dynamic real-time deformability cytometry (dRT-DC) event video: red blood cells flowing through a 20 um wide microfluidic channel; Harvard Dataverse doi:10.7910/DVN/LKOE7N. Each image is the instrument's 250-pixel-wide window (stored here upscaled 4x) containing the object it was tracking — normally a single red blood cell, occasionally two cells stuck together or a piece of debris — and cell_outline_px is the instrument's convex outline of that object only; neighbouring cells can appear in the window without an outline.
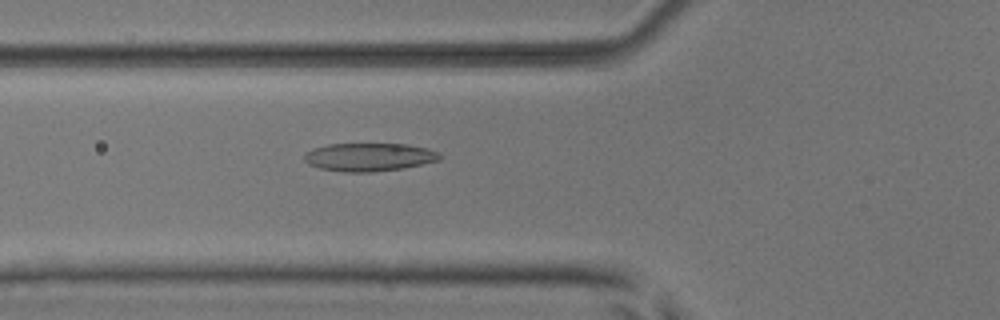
{"species": "common noctule bat (a hibernating species)", "species_latin": "Nyctalus noctula", "temperature_condition": "room temperature", "stored_images_in_passage": 49, "camera_frame_rate_fps": 3000, "um_per_image_px": 0.085, "animal": {"sex": "male", "body_mass_g": 17.9, "forearm_length_mm": 54.2}, "frame": {"image": 1, "passage_image": 16, "time_ms": 5.0, "image_size_px": [1000, 320], "cell_outline_px": [[444, 156], [440, 160], [404, 168], [372, 172], [344, 172], [320, 168], [308, 164], [304, 160], [304, 152], [312, 148], [328, 144], [408, 144], [428, 148], [440, 152]], "centroid_in_image_um": [31.4, 13.34], "position_along_channel_um": 94.4, "area_um2": 22.54}}
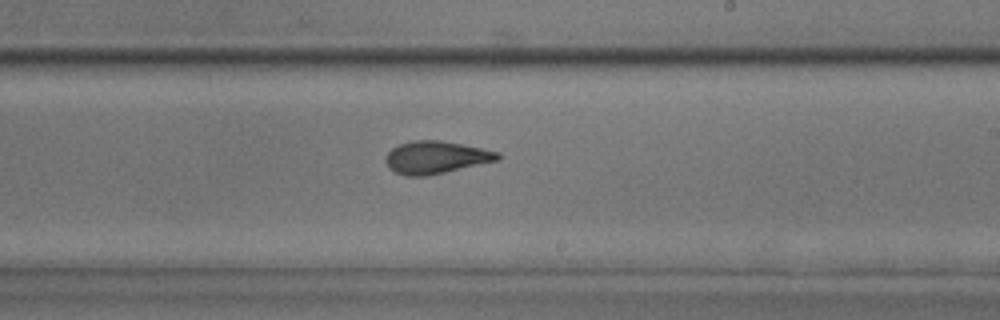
{"frame": {"image": 2, "passage_image": 28, "time_ms": 9.0, "image_size_px": [1000, 320], "cell_outline_px": [[500, 160], [444, 172], [424, 176], [404, 176], [388, 168], [384, 160], [388, 152], [392, 148], [400, 144], [416, 140], [440, 140], [500, 152]], "centroid_in_image_um": [37.03, 13.38], "position_along_channel_um": 252.0, "area_um2": 21.1}}
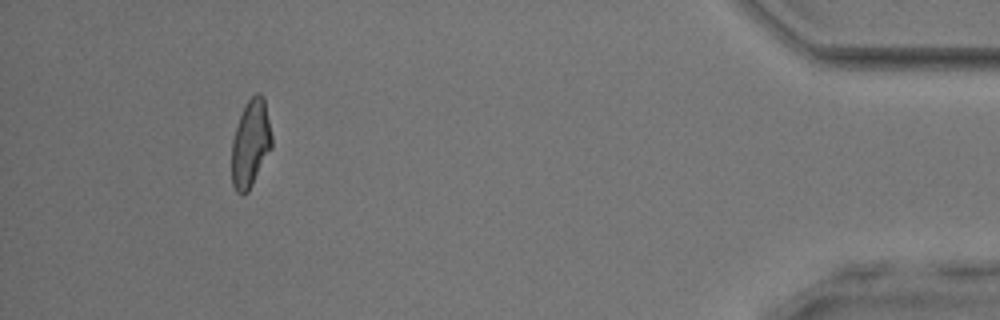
{"frame": {"image": 3, "passage_image": 45, "time_ms": 14.667, "image_size_px": [1000, 320], "cell_outline_px": [[272, 148], [248, 192], [244, 196], [240, 196], [236, 192], [232, 184], [232, 140], [240, 116], [248, 100], [256, 92], [260, 92], [264, 96], [272, 136]], "centroid_in_image_um": [21.31, 12.23], "position_along_channel_um": 413.9, "area_um2": 20.52}, "authors_computed_cell_mechanics": {"area_um2": 21.2126, "velocity_mm_per_s": 3.9401, "shape_relaxation_time_tau1_ms": 7.0595, "shape_relaxation_time_tau2_ms": 2.234, "deformation_change_tau1": 0.2157, "deformation_change_tau2": 0.093}}